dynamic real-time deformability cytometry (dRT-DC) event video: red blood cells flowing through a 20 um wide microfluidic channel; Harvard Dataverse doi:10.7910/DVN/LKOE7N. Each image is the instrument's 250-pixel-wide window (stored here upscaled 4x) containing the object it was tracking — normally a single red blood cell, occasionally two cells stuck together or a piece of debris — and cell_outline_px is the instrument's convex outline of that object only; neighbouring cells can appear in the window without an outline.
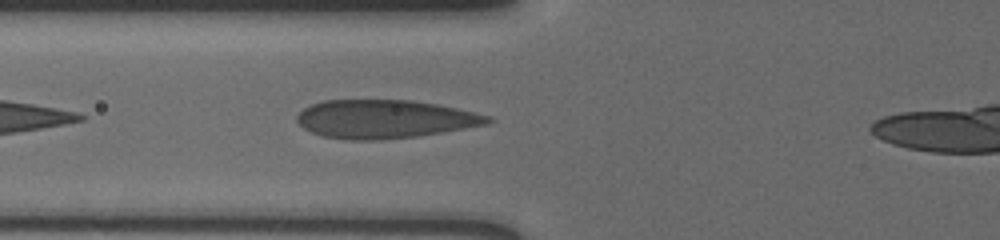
{"species": "human", "species_latin": "Homo sapiens", "temperature_condition": "cold", "stored_images_in_passage": 32, "camera_frame_rate_fps": 3000, "um_per_image_px": 0.085, "donor": {"sex": "male"}, "frame": {"image": 1, "passage_image": 9, "time_ms": 2.667, "image_size_px": [1000, 240], "cell_outline_px": [[496, 120], [488, 124], [444, 132], [416, 136], [380, 140], [348, 140], [324, 136], [312, 132], [304, 128], [296, 120], [296, 116], [304, 108], [312, 104], [324, 100], [412, 100], [436, 104], [456, 108], [492, 116]], "centroid_in_image_um": [32.74, 10.12], "position_along_channel_um": 93.1, "area_um2": 42.77}}
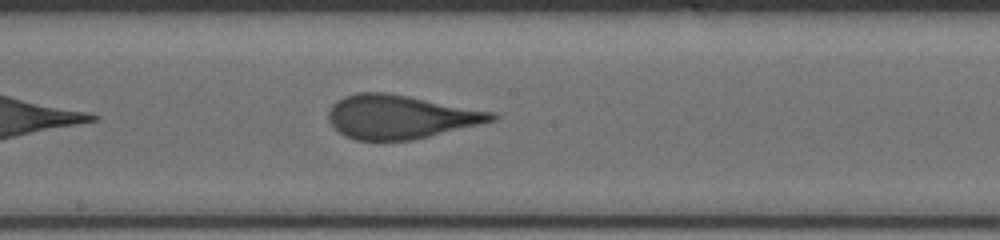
{"frame": {"image": 2, "passage_image": 17, "time_ms": 5.333, "image_size_px": [1000, 240], "cell_outline_px": [[500, 116], [496, 120], [480, 124], [412, 140], [356, 140], [344, 136], [328, 120], [328, 112], [332, 104], [336, 100], [344, 96], [356, 92], [384, 92], [408, 96], [496, 112]], "centroid_in_image_um": [34.02, 9.92], "position_along_channel_um": 214.2, "area_um2": 41.56}}
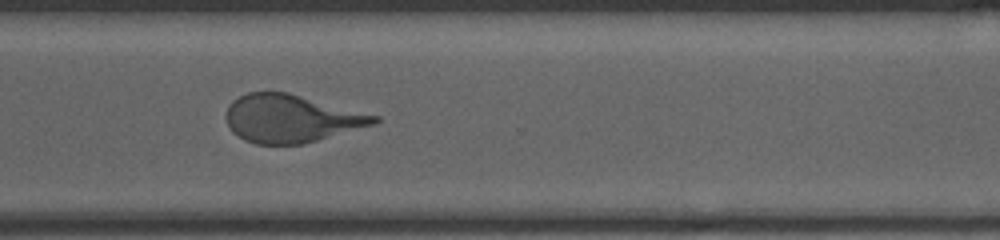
{"frame": {"image": 3, "passage_image": 25, "time_ms": 8.0, "image_size_px": [1000, 240], "cell_outline_px": [[380, 120], [376, 124], [304, 144], [256, 144], [244, 140], [232, 132], [224, 116], [228, 104], [232, 100], [248, 92], [288, 92], [380, 116]], "centroid_in_image_um": [24.74, 10.07], "position_along_channel_um": 345.9, "area_um2": 41.5}}